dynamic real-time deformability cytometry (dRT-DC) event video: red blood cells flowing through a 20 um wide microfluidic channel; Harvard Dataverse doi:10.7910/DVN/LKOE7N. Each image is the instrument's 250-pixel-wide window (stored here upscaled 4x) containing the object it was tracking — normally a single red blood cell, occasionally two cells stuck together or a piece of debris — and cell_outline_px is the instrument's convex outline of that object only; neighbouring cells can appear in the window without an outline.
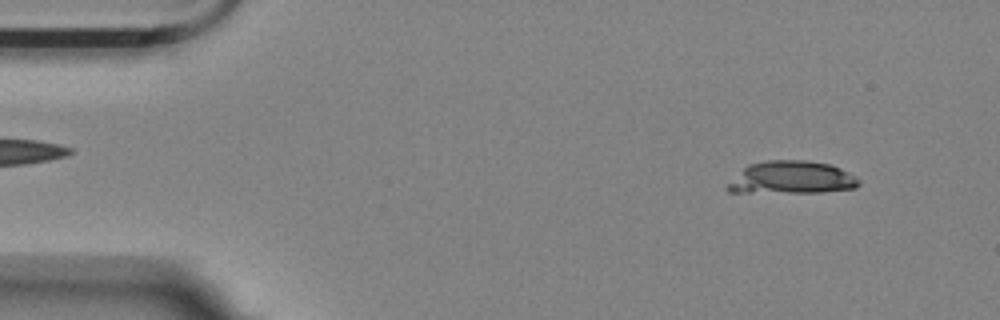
{"species": "Egyptian fruit bat (a non-hibernating species)", "species_latin": "Rousettus aegyptiacus", "temperature_condition": "room temperature", "stored_images_in_passage": 8, "camera_frame_rate_fps": 3000, "um_per_image_px": 0.085, "animal": {"sex": "female"}, "frame": {"image": 1, "passage_image": 1, "time_ms": 0.0, "image_size_px": [1000, 320], "cell_outline_px": [[860, 184], [856, 188], [820, 192], [728, 192], [724, 188], [748, 164], [768, 160], [808, 160], [832, 164], [856, 176], [860, 180]], "centroid_in_image_um": [67.32, 15.09], "position_along_channel_um": 17.7, "area_um2": 25.03}}
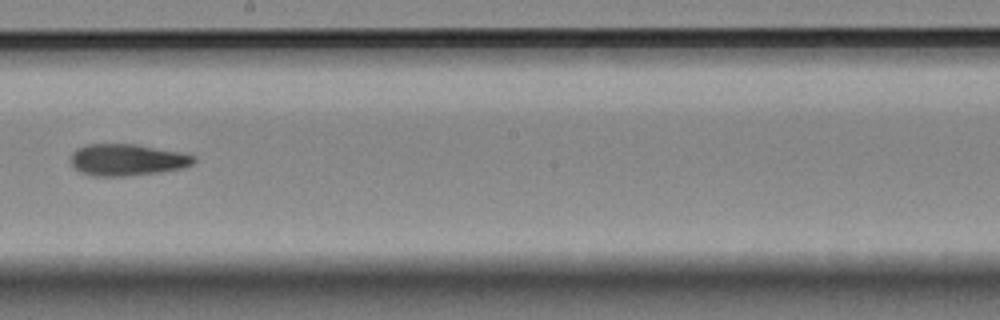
{"frame": {"image": 2, "passage_image": 8, "time_ms": 8.667, "image_size_px": [1000, 320], "cell_outline_px": [[196, 160], [192, 164], [184, 168], [160, 172], [128, 176], [92, 176], [80, 172], [72, 164], [72, 152], [76, 148], [88, 144], [132, 144], [180, 152], [192, 156]], "centroid_in_image_um": [10.79, 13.59], "position_along_channel_um": 237.4, "area_um2": 22.54}}